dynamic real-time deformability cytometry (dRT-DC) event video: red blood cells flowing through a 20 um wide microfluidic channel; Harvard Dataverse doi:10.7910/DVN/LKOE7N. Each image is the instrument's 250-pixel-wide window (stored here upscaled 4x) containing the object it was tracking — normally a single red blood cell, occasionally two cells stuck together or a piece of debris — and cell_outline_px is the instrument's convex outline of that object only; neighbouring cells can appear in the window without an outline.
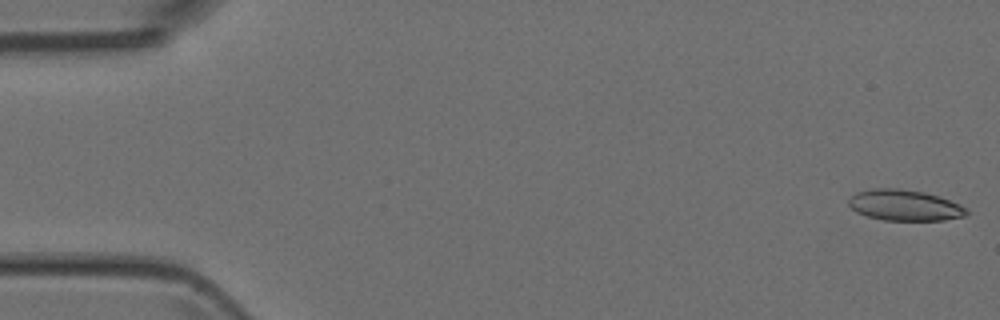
{"species": "Egyptian fruit bat (a non-hibernating species)", "species_latin": "Rousettus aegyptiacus", "temperature_condition": "room temperature", "stored_images_in_passage": 5, "camera_frame_rate_fps": 3000, "um_per_image_px": 0.085, "animal": {"sex": "female"}, "frame": {"image": 1, "passage_image": 1, "time_ms": 0.0, "image_size_px": [1000, 320], "cell_outline_px": [[968, 212], [964, 216], [944, 220], [884, 220], [868, 216], [856, 212], [848, 204], [848, 200], [856, 192], [872, 188], [896, 188], [924, 192], [940, 196], [960, 204], [968, 208]], "centroid_in_image_um": [76.9, 17.44], "position_along_channel_um": 8.1, "area_um2": 21.27}}